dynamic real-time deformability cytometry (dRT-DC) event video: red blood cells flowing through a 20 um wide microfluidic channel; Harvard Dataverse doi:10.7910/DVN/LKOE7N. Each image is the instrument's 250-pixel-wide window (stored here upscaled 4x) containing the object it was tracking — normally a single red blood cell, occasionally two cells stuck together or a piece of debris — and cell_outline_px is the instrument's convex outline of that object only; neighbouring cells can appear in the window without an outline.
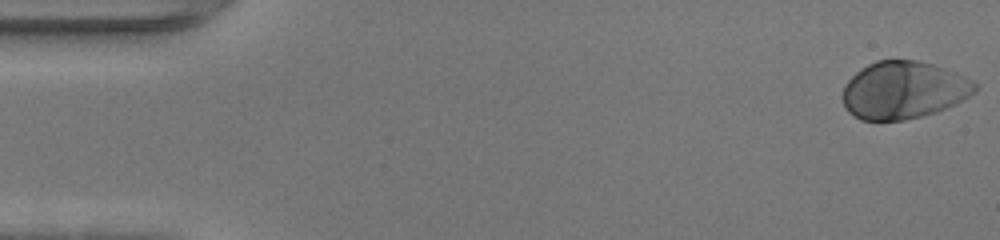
{"species": "human", "species_latin": "Homo sapiens", "temperature_condition": "warm", "stored_images_in_passage": 47, "camera_frame_rate_fps": 3000, "um_per_image_px": 0.085, "donor": {"sex": "female"}, "frame": {"image": 1, "passage_image": 1, "time_ms": 0.0, "image_size_px": [1000, 240], "cell_outline_px": [[980, 88], [976, 92], [956, 104], [936, 112], [904, 120], [860, 120], [852, 116], [848, 112], [840, 96], [844, 84], [860, 68], [876, 60], [916, 60], [932, 64], [944, 68], [972, 80]], "centroid_in_image_um": [76.77, 7.66], "position_along_channel_um": 8.2, "area_um2": 44.62}}
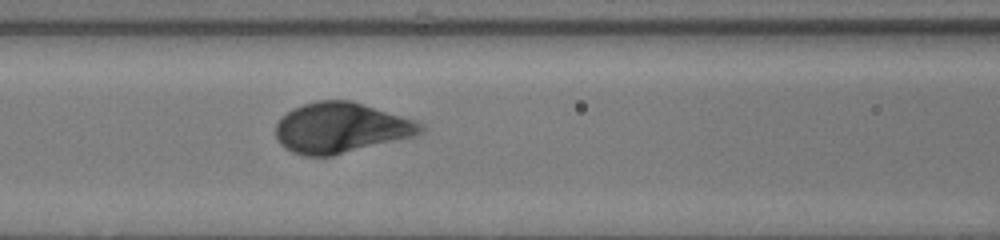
{"frame": {"image": 2, "passage_image": 20, "time_ms": 6.333, "image_size_px": [1000, 240], "cell_outline_px": [[428, 128], [424, 132], [416, 136], [332, 156], [304, 156], [292, 152], [284, 148], [280, 144], [276, 136], [276, 124], [292, 108], [316, 100], [352, 100], [416, 120], [424, 124]], "centroid_in_image_um": [29.03, 10.87], "position_along_channel_um": 137.6, "area_um2": 42.95}}
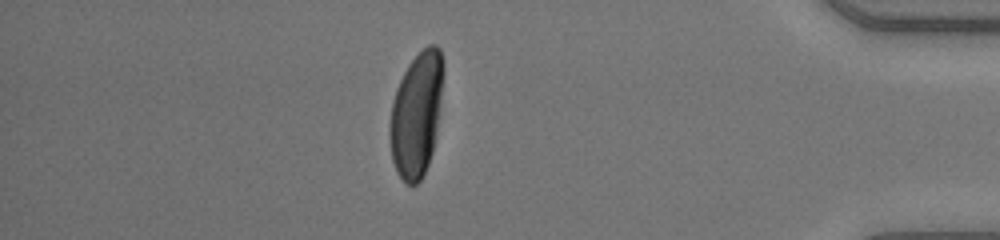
{"frame": {"image": 3, "passage_image": 41, "time_ms": 13.333, "image_size_px": [1000, 240], "cell_outline_px": [[444, 72], [440, 108], [432, 152], [428, 164], [420, 180], [416, 184], [408, 184], [396, 172], [392, 160], [388, 136], [388, 128], [392, 104], [396, 88], [408, 64], [428, 44], [436, 44], [440, 48], [444, 60]], "centroid_in_image_um": [35.4, 9.68], "position_along_channel_um": 399.8, "area_um2": 39.07}, "authors_computed_cell_mechanics": {"area_um2": 42.772, "velocity_mm_per_s": 4.3429, "shape_relaxation_time_tau1_ms": 1.9174, "shape_relaxation_time_tau2_ms": null, "deformation_change_tau1": 0.177, "deformation_change_tau2": null}}